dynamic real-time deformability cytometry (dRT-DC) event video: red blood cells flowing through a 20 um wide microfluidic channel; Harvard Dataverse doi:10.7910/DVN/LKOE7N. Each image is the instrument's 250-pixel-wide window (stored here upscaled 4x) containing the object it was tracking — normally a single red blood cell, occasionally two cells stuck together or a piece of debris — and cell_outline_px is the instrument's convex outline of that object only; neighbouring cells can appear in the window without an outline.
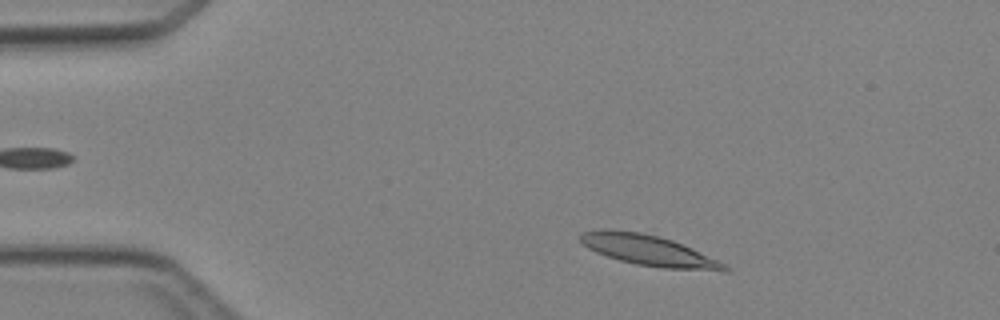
{"species": "Egyptian fruit bat (a non-hibernating species)", "species_latin": "Rousettus aegyptiacus", "temperature_condition": "cold", "stored_images_in_passage": 3, "camera_frame_rate_fps": 3000, "um_per_image_px": 0.085, "animal": {"sex": "female"}, "frame": {"image": 1, "passage_image": 1, "time_ms": 0.0, "image_size_px": [1000, 320], "cell_outline_px": [[732, 268], [728, 272], [724, 272], [664, 268], [636, 264], [620, 260], [596, 252], [588, 248], [580, 240], [580, 232], [600, 228], [608, 228], [640, 232], [672, 240], [692, 248]], "centroid_in_image_um": [55.13, 21.28], "position_along_channel_um": 29.9, "area_um2": 25.78}}
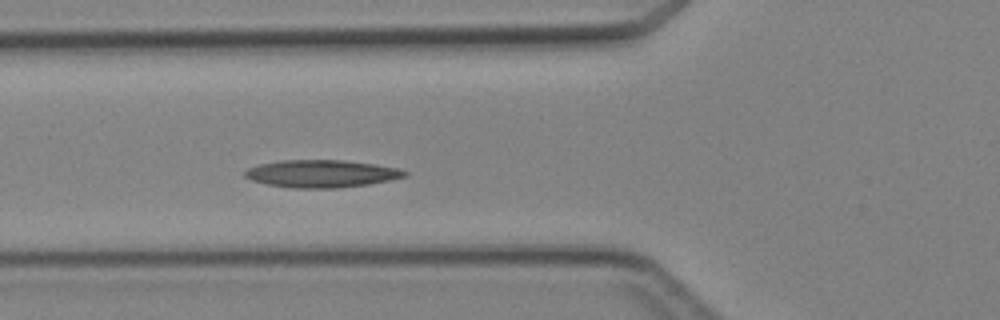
{"frame": {"image": 2, "passage_image": 3, "time_ms": 3.0, "image_size_px": [1000, 320], "cell_outline_px": [[408, 176], [368, 184], [336, 188], [292, 188], [268, 184], [252, 180], [244, 176], [244, 172], [248, 168], [260, 164], [280, 160], [344, 160], [376, 164], [400, 168], [408, 172]], "centroid_in_image_um": [27.35, 14.75], "position_along_channel_um": 98.4, "area_um2": 25.61}}